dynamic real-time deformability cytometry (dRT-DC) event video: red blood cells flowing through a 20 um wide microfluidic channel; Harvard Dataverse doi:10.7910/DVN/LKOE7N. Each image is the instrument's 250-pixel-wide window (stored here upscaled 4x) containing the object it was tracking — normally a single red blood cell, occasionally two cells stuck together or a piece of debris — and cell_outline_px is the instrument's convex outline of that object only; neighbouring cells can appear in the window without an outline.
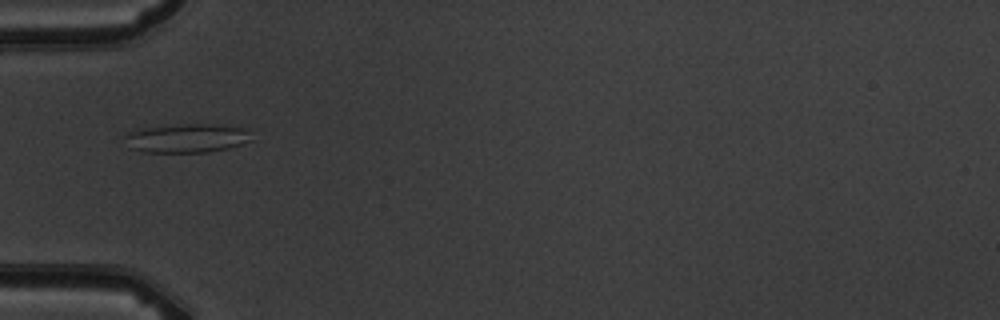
{"species": "common noctule bat (a hibernating species)", "species_latin": "Nyctalus noctula", "temperature_condition": "warm", "stored_images_in_passage": 5, "camera_frame_rate_fps": 3000, "um_per_image_px": 0.085, "animal": {"sex": "male", "body_mass_g": 19.5, "forearm_length_mm": 54.6}, "frame": {"image": 1, "passage_image": 5, "time_ms": 4.667, "image_size_px": [1000, 320], "cell_outline_px": [[252, 140], [228, 148], [208, 152], [144, 152], [132, 148], [124, 136], [132, 132], [144, 128], [180, 124], [212, 124], [244, 128], [252, 132]], "centroid_in_image_um": [15.96, 11.74], "position_along_channel_um": 69.0, "area_um2": 21.04}}